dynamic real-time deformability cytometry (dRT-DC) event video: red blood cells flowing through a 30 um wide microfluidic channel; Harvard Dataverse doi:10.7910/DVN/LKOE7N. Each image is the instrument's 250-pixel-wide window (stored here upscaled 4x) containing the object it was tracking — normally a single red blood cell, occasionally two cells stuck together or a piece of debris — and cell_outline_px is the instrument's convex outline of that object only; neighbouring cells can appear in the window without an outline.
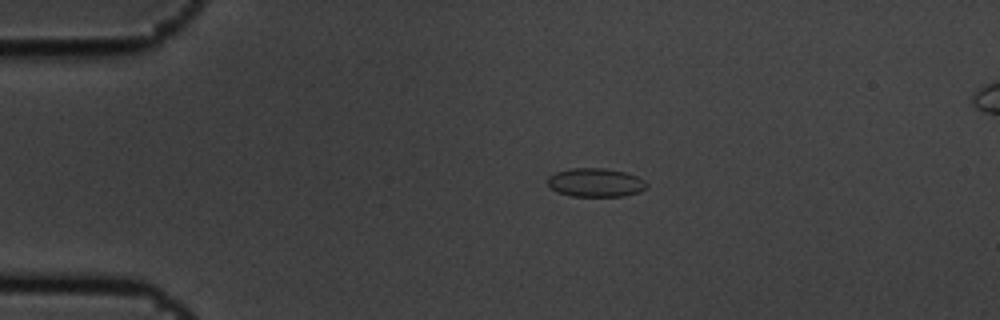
{"species": "common noctule bat (a hibernating species)", "species_latin": "Nyctalus noctula", "temperature_condition": "cold", "stored_images_in_passage": 4, "camera_frame_rate_fps": 3000, "um_per_image_px": 0.085, "animal": {"sex": "male", "body_mass_g": 19.5, "forearm_length_mm": 54.6}, "frame": {"image": 1, "passage_image": 1, "time_ms": 0.0, "image_size_px": [1000, 320], "cell_outline_px": [[648, 188], [640, 192], [624, 196], [572, 196], [556, 192], [548, 184], [548, 176], [556, 172], [568, 168], [604, 168], [624, 172], [636, 176], [644, 180], [648, 184]], "centroid_in_image_um": [50.63, 15.52], "position_along_channel_um": 34.4, "area_um2": 16.65}}
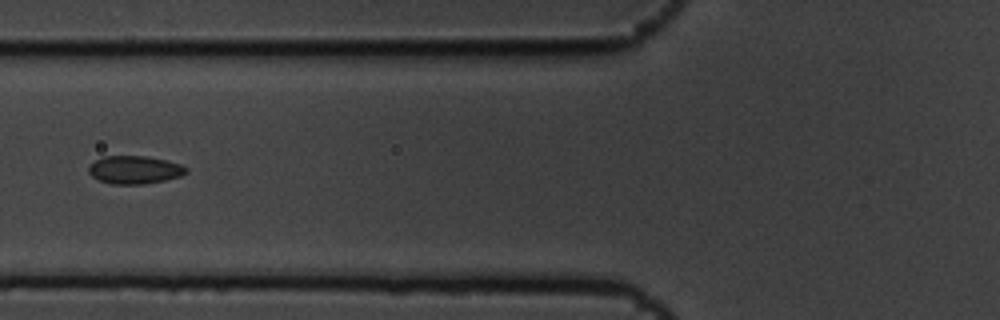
{"frame": {"image": 2, "passage_image": 4, "time_ms": 1.0, "image_size_px": [1000, 320], "cell_outline_px": [[188, 172], [180, 176], [164, 180], [144, 184], [112, 184], [100, 180], [92, 176], [88, 172], [88, 164], [104, 156], [144, 156], [168, 160], [180, 164], [188, 168]], "centroid_in_image_um": [11.44, 14.43], "position_along_channel_um": 114.4, "area_um2": 15.95}}